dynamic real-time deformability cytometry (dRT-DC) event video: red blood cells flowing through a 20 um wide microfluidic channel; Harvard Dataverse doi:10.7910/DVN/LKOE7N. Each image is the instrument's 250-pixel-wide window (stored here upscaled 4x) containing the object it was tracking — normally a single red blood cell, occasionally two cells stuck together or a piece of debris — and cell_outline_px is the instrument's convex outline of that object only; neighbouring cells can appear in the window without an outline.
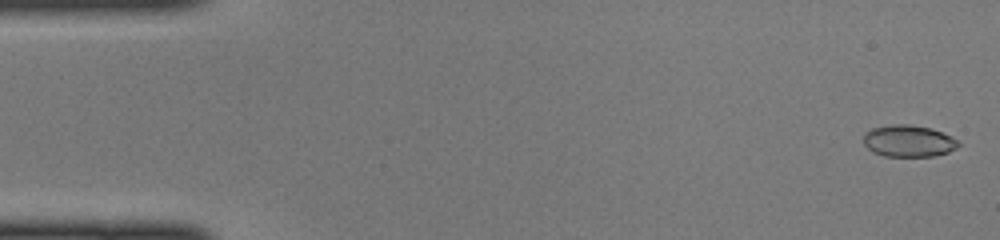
{"species": "common noctule bat (a hibernating species)", "species_latin": "Nyctalus noctula", "temperature_condition": "cold", "stored_images_in_passage": 46, "camera_frame_rate_fps": 3000, "um_per_image_px": 0.085, "animal": {"sex": "female", "body_mass_g": 22.0, "forearm_length_mm": 56.7}, "frame": {"image": 1, "passage_image": 1, "time_ms": 0.0, "image_size_px": [1000, 240], "cell_outline_px": [[960, 144], [956, 148], [948, 152], [932, 156], [884, 156], [868, 148], [864, 144], [864, 136], [872, 128], [892, 124], [908, 124], [928, 128], [940, 132], [956, 140]], "centroid_in_image_um": [77.21, 11.99], "position_along_channel_um": 7.8, "area_um2": 17.11}}
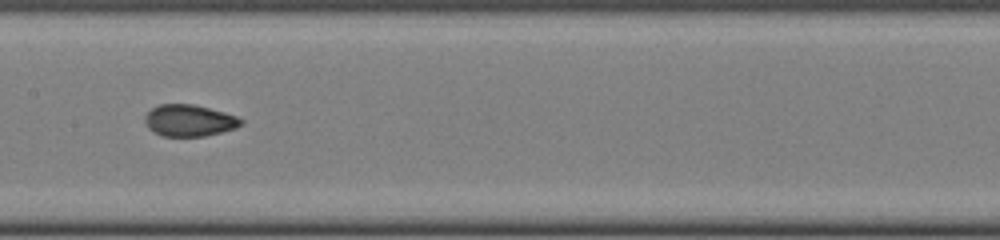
{"frame": {"image": 2, "passage_image": 23, "time_ms": 7.333, "image_size_px": [1000, 240], "cell_outline_px": [[244, 124], [236, 128], [204, 136], [160, 136], [148, 128], [144, 120], [144, 116], [152, 108], [160, 104], [192, 104], [224, 112], [236, 116], [244, 120]], "centroid_in_image_um": [16.08, 10.25], "position_along_channel_um": 191.3, "area_um2": 17.74}}
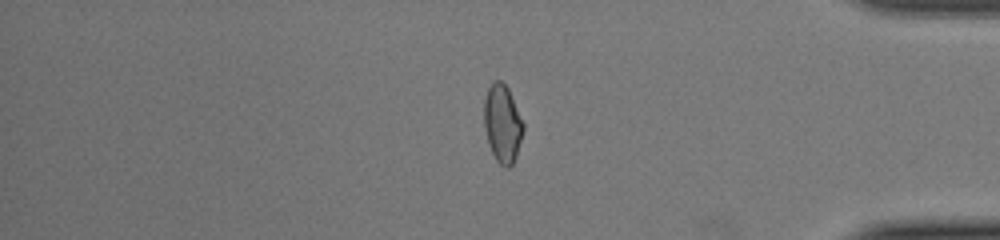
{"frame": {"image": 3, "passage_image": 39, "time_ms": 12.667, "image_size_px": [1000, 240], "cell_outline_px": [[524, 128], [516, 156], [512, 164], [508, 168], [504, 168], [496, 160], [488, 144], [484, 128], [484, 100], [488, 88], [496, 80], [500, 80], [508, 88], [524, 124]], "centroid_in_image_um": [42.7, 10.52], "position_along_channel_um": 392.5, "area_um2": 17.69}}